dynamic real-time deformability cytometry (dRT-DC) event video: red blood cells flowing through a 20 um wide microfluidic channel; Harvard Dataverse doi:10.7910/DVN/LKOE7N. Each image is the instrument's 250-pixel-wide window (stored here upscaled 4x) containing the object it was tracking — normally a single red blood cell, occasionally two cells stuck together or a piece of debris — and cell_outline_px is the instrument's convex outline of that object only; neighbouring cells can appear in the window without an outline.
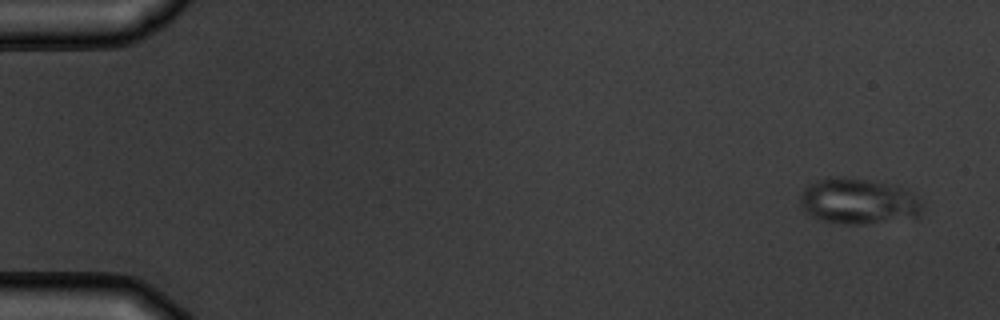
{"species": "common noctule bat (a hibernating species)", "species_latin": "Nyctalus noctula", "temperature_condition": "warm", "stored_images_in_passage": 4, "camera_frame_rate_fps": 3000, "um_per_image_px": 0.085, "animal": {"sex": "male", "body_mass_g": 19.5, "forearm_length_mm": 54.6}, "frame": {"image": 1, "passage_image": 1, "time_ms": 0.0, "image_size_px": [1000, 320], "cell_outline_px": [[924, 208], [920, 216], [864, 224], [848, 224], [820, 220], [804, 212], [800, 204], [800, 196], [804, 188], [808, 184], [816, 180], [828, 176], [844, 176], [872, 180], [900, 188], [912, 192], [924, 204]], "centroid_in_image_um": [72.93, 17.09], "position_along_channel_um": 12.1, "area_um2": 32.83}}